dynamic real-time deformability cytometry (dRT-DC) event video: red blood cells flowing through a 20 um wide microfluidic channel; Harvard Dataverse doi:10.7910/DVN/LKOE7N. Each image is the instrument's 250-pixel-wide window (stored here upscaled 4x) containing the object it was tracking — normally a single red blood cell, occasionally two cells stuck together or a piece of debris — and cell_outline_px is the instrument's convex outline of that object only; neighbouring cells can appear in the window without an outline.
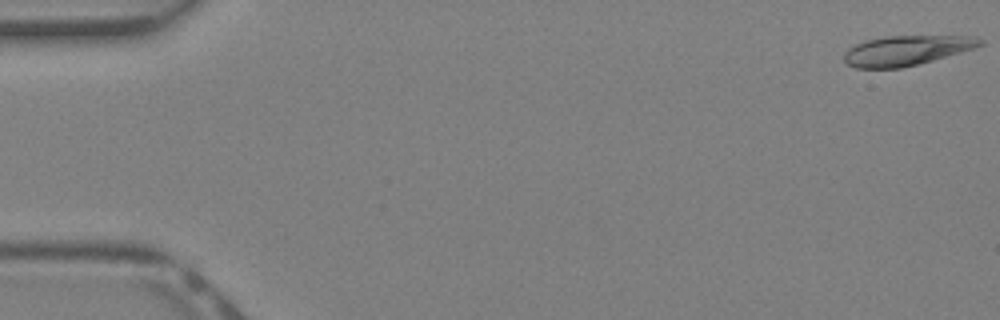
{"species": "Egyptian fruit bat (a non-hibernating species)", "species_latin": "Rousettus aegyptiacus", "temperature_condition": "warm", "stored_images_in_passage": 41, "camera_frame_rate_fps": 3000, "um_per_image_px": 0.085, "animal": {"sex": "female"}, "frame": {"image": 1, "passage_image": 1, "time_ms": 0.0, "image_size_px": [1000, 320], "cell_outline_px": [[984, 44], [960, 52], [932, 60], [900, 68], [856, 68], [848, 64], [844, 60], [844, 56], [848, 48], [856, 44], [868, 40], [884, 36], [972, 36], [984, 40]], "centroid_in_image_um": [77.03, 4.28], "position_along_channel_um": 8.0, "area_um2": 23.29}}
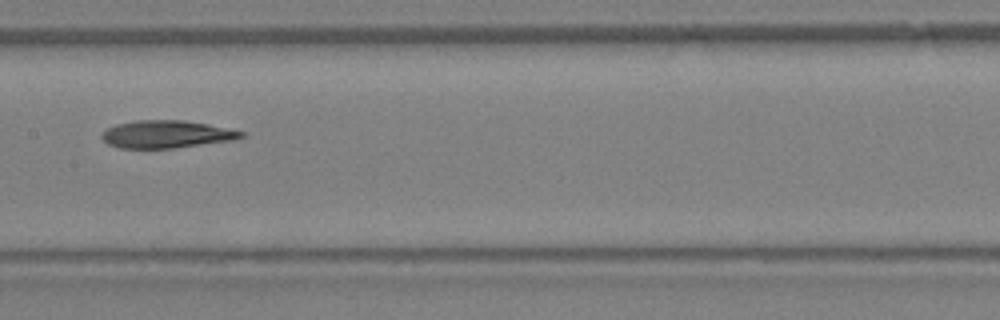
{"frame": {"image": 2, "passage_image": 21, "time_ms": 6.667, "image_size_px": [1000, 320], "cell_outline_px": [[244, 136], [236, 140], [176, 148], [120, 148], [108, 144], [100, 136], [108, 128], [116, 124], [136, 120], [184, 120], [208, 124], [244, 132]], "centroid_in_image_um": [14.17, 11.41], "position_along_channel_um": 193.2, "area_um2": 22.43}}
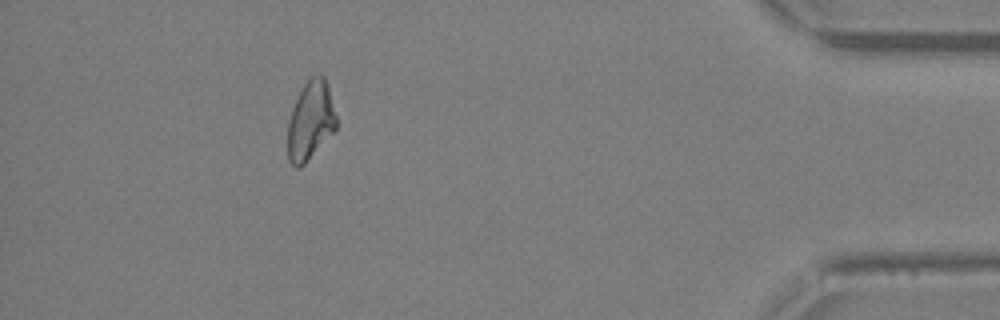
{"frame": {"image": 3, "passage_image": 37, "time_ms": 12.0, "image_size_px": [1000, 320], "cell_outline_px": [[336, 128], [304, 164], [300, 168], [296, 168], [288, 160], [288, 120], [292, 108], [304, 84], [312, 76], [320, 72], [324, 76], [328, 84], [336, 116]], "centroid_in_image_um": [26.39, 10.23], "position_along_channel_um": 408.8, "area_um2": 22.14}}